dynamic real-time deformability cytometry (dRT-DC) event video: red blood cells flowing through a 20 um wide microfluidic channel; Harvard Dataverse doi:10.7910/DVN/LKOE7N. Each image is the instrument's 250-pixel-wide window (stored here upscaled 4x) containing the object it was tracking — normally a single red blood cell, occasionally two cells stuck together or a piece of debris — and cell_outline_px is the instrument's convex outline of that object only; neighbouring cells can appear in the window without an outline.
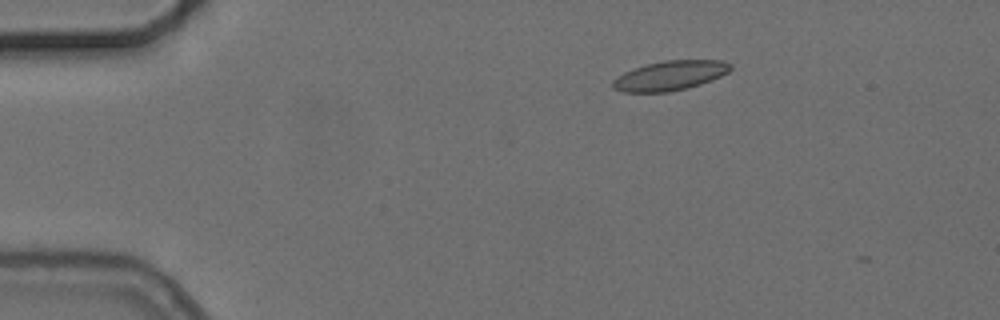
{"species": "common noctule bat (a hibernating species)", "species_latin": "Nyctalus noctula", "temperature_condition": "cold", "stored_images_in_passage": 5, "camera_frame_rate_fps": 3000, "um_per_image_px": 0.085, "animal": {"sex": "female", "body_mass_g": 24.6, "forearm_length_mm": 56.2}, "frame": {"image": 1, "passage_image": 3, "time_ms": 2.333, "image_size_px": [1000, 320], "cell_outline_px": [[732, 68], [728, 72], [712, 80], [688, 88], [668, 92], [624, 92], [612, 88], [612, 80], [616, 76], [624, 72], [644, 64], [664, 60], [720, 60], [732, 64]], "centroid_in_image_um": [56.93, 6.42], "position_along_channel_um": 28.1, "area_um2": 20.46}}
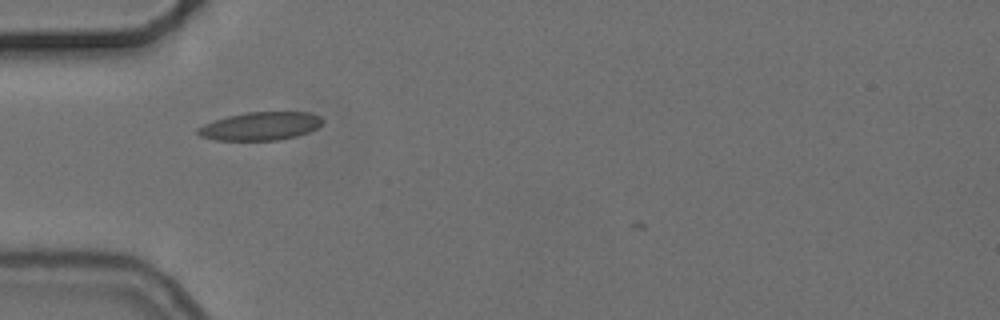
{"frame": {"image": 2, "passage_image": 5, "time_ms": 5.0, "image_size_px": [1000, 320], "cell_outline_px": [[324, 120], [316, 128], [308, 132], [296, 136], [276, 140], [216, 140], [200, 136], [196, 132], [196, 128], [204, 124], [228, 116], [248, 112], [308, 112], [320, 116]], "centroid_in_image_um": [22.13, 10.72], "position_along_channel_um": 62.9, "area_um2": 20.35}}